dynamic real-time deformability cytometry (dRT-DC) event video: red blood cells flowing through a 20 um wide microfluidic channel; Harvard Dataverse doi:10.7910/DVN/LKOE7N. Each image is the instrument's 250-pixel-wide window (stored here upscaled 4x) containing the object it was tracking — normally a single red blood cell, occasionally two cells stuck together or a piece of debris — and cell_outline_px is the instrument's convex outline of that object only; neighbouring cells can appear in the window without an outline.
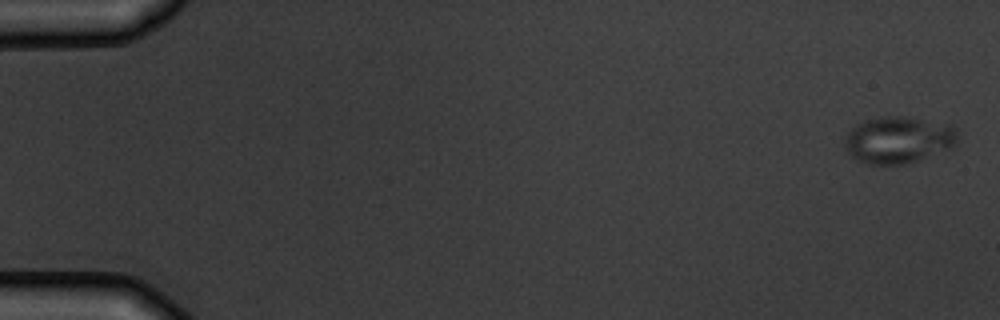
{"species": "common noctule bat (a hibernating species)", "species_latin": "Nyctalus noctula", "temperature_condition": "warm", "stored_images_in_passage": 6, "camera_frame_rate_fps": 3000, "um_per_image_px": 0.085, "animal": {"sex": "male", "body_mass_g": 19.5, "forearm_length_mm": 54.6}, "frame": {"image": 1, "passage_image": 1, "time_ms": 0.0, "image_size_px": [1000, 320], "cell_outline_px": [[956, 140], [952, 148], [904, 164], [868, 164], [856, 160], [848, 152], [844, 144], [848, 132], [856, 124], [864, 120], [880, 116], [900, 116], [952, 124], [956, 128]], "centroid_in_image_um": [76.35, 11.87], "position_along_channel_um": 8.7, "area_um2": 30.69}}